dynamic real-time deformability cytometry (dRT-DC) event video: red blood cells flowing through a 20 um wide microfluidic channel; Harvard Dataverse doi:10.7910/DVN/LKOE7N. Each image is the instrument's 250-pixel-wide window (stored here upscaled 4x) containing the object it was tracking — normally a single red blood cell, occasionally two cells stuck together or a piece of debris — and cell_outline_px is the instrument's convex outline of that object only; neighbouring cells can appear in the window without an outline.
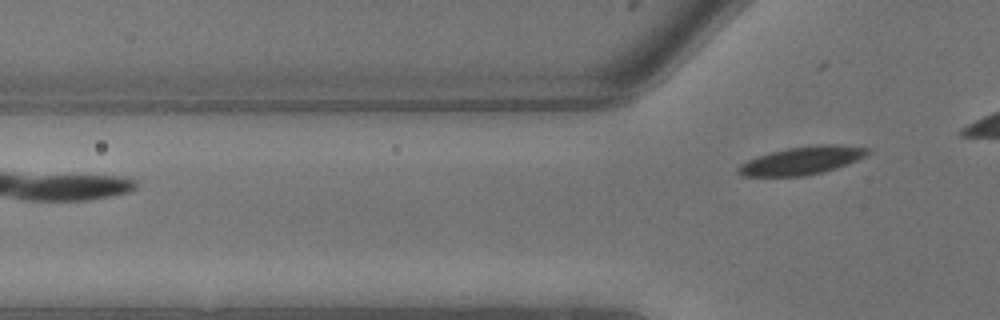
{"species": "common noctule bat (a hibernating species)", "species_latin": "Nyctalus noctula", "temperature_condition": "warm", "stored_images_in_passage": 6, "segment_of_instrument_passage": [2, 2], "camera_frame_rate_fps": 3000, "um_per_image_px": 0.085, "animal": {"sex": "male", "body_mass_g": 13.3}, "frame": {"image": 1, "passage_image": 6, "time_ms": 1.667, "image_size_px": [1000, 320], "cell_outline_px": [[868, 152], [864, 156], [848, 164], [824, 172], [804, 176], [740, 176], [736, 168], [740, 164], [748, 160], [772, 152], [788, 148], [824, 144], [836, 144], [868, 148]], "centroid_in_image_um": [68.15, 13.66], "position_along_channel_um": 57.7, "area_um2": 20.81}}